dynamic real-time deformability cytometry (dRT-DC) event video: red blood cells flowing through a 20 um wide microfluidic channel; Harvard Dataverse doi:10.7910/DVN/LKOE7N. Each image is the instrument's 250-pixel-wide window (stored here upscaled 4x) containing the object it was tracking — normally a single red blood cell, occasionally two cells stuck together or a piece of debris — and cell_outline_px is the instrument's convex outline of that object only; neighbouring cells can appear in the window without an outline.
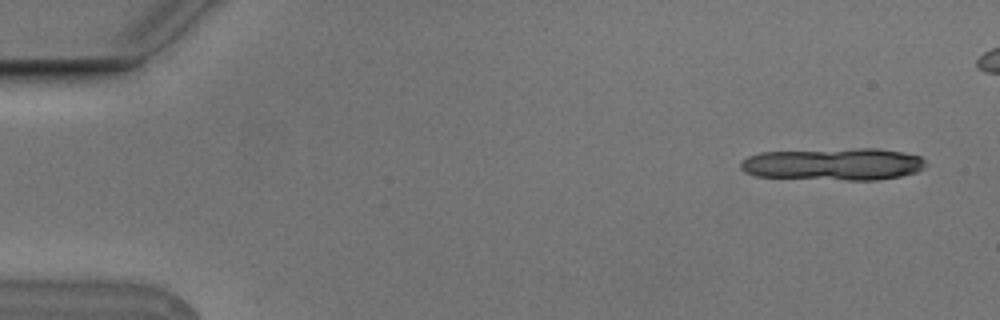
{"species": "Egyptian fruit bat (a non-hibernating species)", "species_latin": "Rousettus aegyptiacus", "temperature_condition": "cold", "stored_images_in_passage": 6, "camera_frame_rate_fps": 3000, "um_per_image_px": 0.085, "animal": {"sex": "male"}, "frame": {"image": 1, "passage_image": 1, "time_ms": 0.0, "image_size_px": [1000, 320], "cell_outline_px": [[928, 164], [924, 168], [916, 172], [900, 176], [876, 180], [844, 180], [756, 176], [744, 172], [740, 168], [740, 160], [748, 156], [760, 152], [856, 148], [876, 148], [900, 152], [920, 156]], "centroid_in_image_um": [70.83, 13.95], "position_along_channel_um": 14.2, "area_um2": 34.97}}